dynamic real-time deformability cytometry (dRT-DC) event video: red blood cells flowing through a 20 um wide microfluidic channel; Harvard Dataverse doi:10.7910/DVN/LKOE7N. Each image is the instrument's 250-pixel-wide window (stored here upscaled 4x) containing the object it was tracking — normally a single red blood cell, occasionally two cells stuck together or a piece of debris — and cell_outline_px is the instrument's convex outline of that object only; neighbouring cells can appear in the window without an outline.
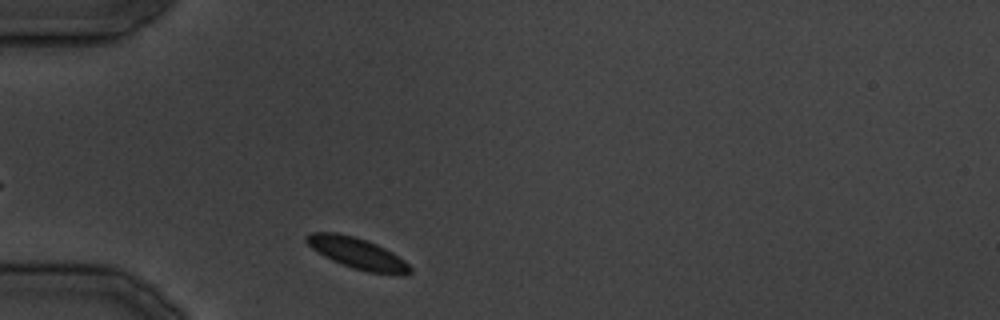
{"species": "common noctule bat (a hibernating species)", "species_latin": "Nyctalus noctula", "temperature_condition": "cold", "stored_images_in_passage": 28, "segment_of_instrument_passage": [1, 2], "camera_frame_rate_fps": 3000, "um_per_image_px": 0.085, "animal": {"sex": "male", "body_mass_g": 19.5, "forearm_length_mm": 54.6}, "frame": {"image": 1, "passage_image": 1, "time_ms": 0.0, "image_size_px": [1000, 320], "cell_outline_px": [[412, 272], [404, 276], [400, 276], [368, 272], [352, 268], [332, 260], [324, 256], [312, 248], [304, 240], [304, 236], [312, 232], [336, 232], [368, 240], [392, 252], [404, 260], [412, 268]], "centroid_in_image_um": [30.4, 21.54], "position_along_channel_um": 54.6, "area_um2": 18.96}}
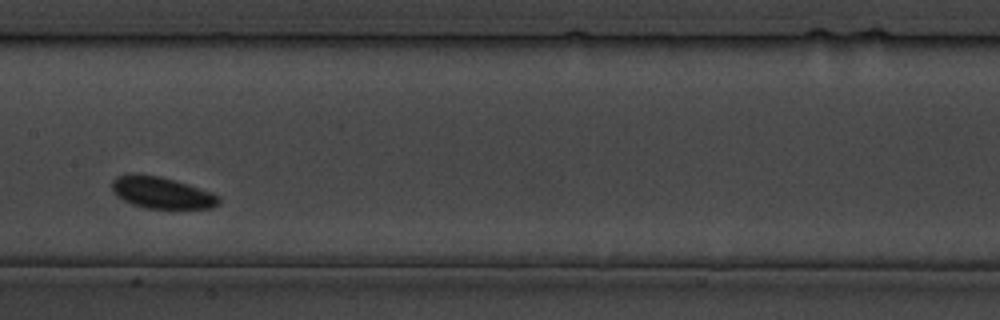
{"frame": {"image": 2, "passage_image": 9, "time_ms": 10.333, "image_size_px": [1000, 320], "cell_outline_px": [[220, 204], [212, 208], [144, 208], [132, 204], [116, 196], [112, 192], [112, 180], [116, 176], [160, 176], [176, 180], [188, 184], [220, 196]], "centroid_in_image_um": [13.77, 16.41], "position_along_channel_um": 193.6, "area_um2": 19.31}}
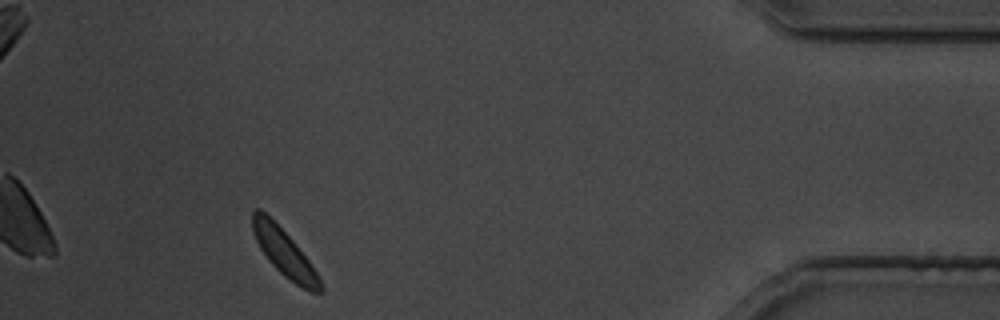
{"frame": {"image": 3, "passage_image": 24, "time_ms": 28.333, "image_size_px": [1000, 320], "cell_outline_px": [[324, 292], [308, 292], [284, 276], [268, 260], [260, 248], [252, 232], [252, 212], [256, 208], [260, 208], [296, 244], [308, 260], [316, 272], [324, 288]], "centroid_in_image_um": [24.16, 21.51], "position_along_channel_um": 411.0, "area_um2": 18.26}}